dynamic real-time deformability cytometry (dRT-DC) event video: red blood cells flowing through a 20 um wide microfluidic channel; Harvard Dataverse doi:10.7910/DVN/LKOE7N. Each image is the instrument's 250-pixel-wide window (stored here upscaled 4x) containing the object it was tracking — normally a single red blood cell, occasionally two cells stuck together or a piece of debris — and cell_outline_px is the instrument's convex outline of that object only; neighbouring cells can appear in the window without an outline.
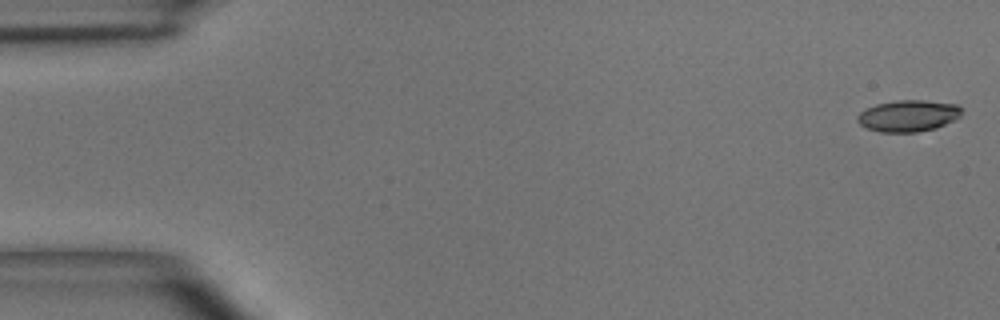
{"species": "common noctule bat (a hibernating species)", "species_latin": "Nyctalus noctula", "temperature_condition": "room temperature", "stored_images_in_passage": 50, "camera_frame_rate_fps": 3000, "um_per_image_px": 0.085, "animal": {"sex": "male", "body_mass_g": 15.6}, "frame": {"image": 1, "passage_image": 1, "time_ms": 0.0, "image_size_px": [1000, 320], "cell_outline_px": [[964, 108], [960, 116], [956, 120], [936, 128], [916, 132], [880, 132], [868, 128], [860, 124], [856, 120], [856, 116], [860, 112], [876, 104], [896, 100], [924, 100], [956, 104]], "centroid_in_image_um": [77.24, 9.84], "position_along_channel_um": 7.8, "area_um2": 19.31}}
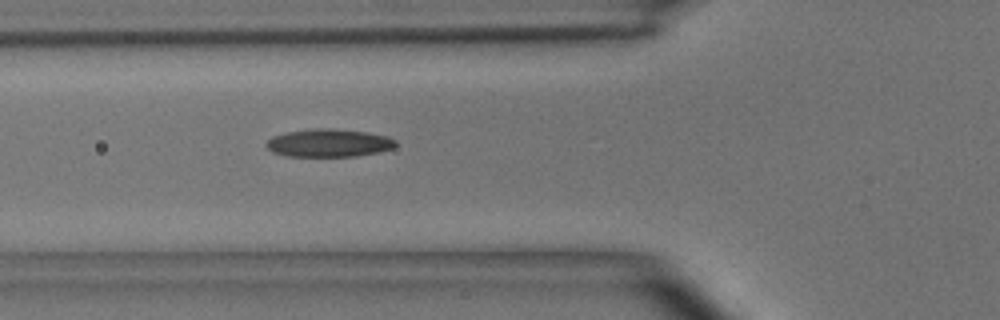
{"frame": {"image": 2, "passage_image": 18, "time_ms": 5.667, "image_size_px": [1000, 320], "cell_outline_px": [[396, 144], [392, 148], [376, 152], [356, 156], [288, 156], [272, 152], [264, 144], [272, 136], [288, 132], [316, 128], [332, 128], [368, 132], [388, 136], [396, 140]], "centroid_in_image_um": [27.94, 12.14], "position_along_channel_um": 97.9, "area_um2": 20.98}}
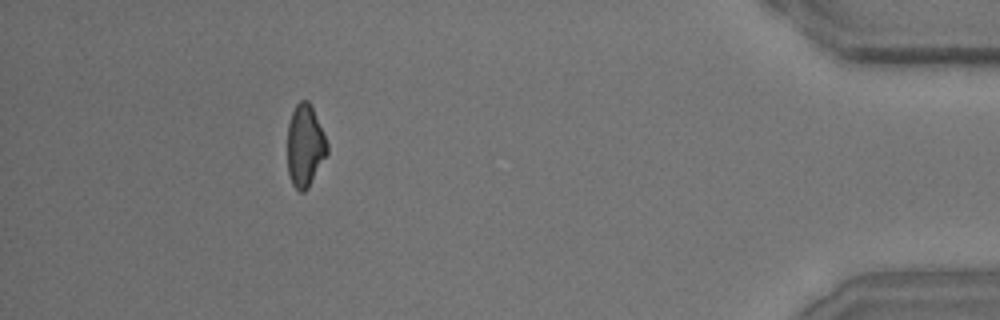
{"frame": {"image": 3, "passage_image": 46, "time_ms": 15.0, "image_size_px": [1000, 320], "cell_outline_px": [[328, 152], [308, 188], [304, 192], [300, 192], [292, 184], [288, 172], [288, 124], [292, 112], [296, 104], [300, 100], [308, 100], [324, 132], [328, 144]], "centroid_in_image_um": [25.93, 12.39], "position_along_channel_um": 409.3, "area_um2": 18.96}, "authors_computed_cell_mechanics": {"area_um2": 20.0277, "velocity_mm_per_s": 3.9301, "shape_relaxation_time_tau1_ms": 7.2129, "shape_relaxation_time_tau2_ms": 3.5492, "deformation_change_tau1": 0.1727, "deformation_change_tau2": 0.1067}}